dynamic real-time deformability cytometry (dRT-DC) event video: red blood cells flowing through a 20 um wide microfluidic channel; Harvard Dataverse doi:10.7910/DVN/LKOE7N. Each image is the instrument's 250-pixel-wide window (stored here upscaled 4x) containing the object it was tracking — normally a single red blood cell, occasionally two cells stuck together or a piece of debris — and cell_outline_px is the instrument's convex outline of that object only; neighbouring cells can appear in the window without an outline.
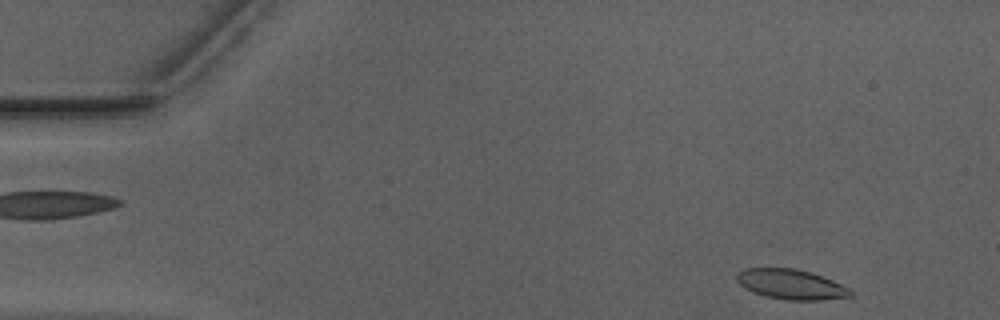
{"species": "Egyptian fruit bat (a non-hibernating species)", "species_latin": "Rousettus aegyptiacus", "temperature_condition": "warm", "stored_images_in_passage": 45, "camera_frame_rate_fps": 3000, "um_per_image_px": 0.085, "animal": {"sex": "male"}, "frame": {"image": 1, "passage_image": 1, "time_ms": 0.0, "image_size_px": [1000, 320], "cell_outline_px": [[852, 296], [820, 300], [788, 300], [764, 296], [752, 292], [744, 288], [736, 280], [736, 276], [744, 268], [796, 268], [832, 280], [852, 288]], "centroid_in_image_um": [67.24, 24.17], "position_along_channel_um": 17.8, "area_um2": 19.88}}
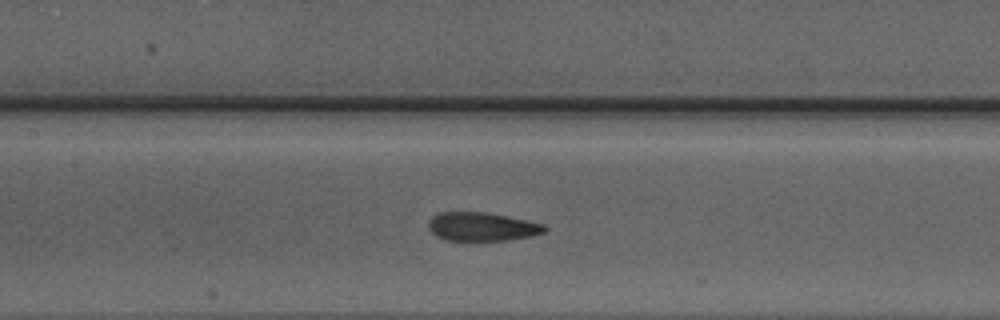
{"frame": {"image": 2, "passage_image": 20, "time_ms": 6.333, "image_size_px": [1000, 320], "cell_outline_px": [[548, 228], [544, 232], [532, 236], [508, 240], [468, 244], [448, 240], [436, 236], [428, 228], [428, 220], [436, 212], [484, 212], [508, 216], [544, 224]], "centroid_in_image_um": [40.93, 19.31], "position_along_channel_um": 166.5, "area_um2": 20.29}}
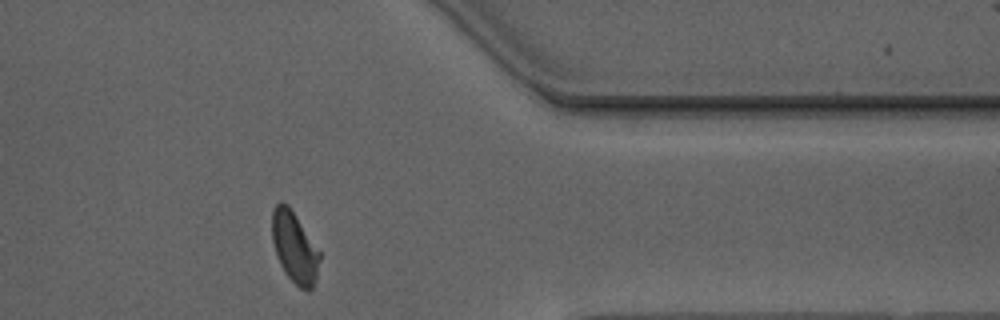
{"frame": {"image": 3, "passage_image": 38, "time_ms": 12.333, "image_size_px": [1000, 320], "cell_outline_px": [[320, 260], [316, 276], [312, 288], [308, 292], [300, 288], [284, 272], [276, 256], [272, 240], [272, 208], [280, 200], [288, 204], [320, 252]], "centroid_in_image_um": [25.01, 21.0], "position_along_channel_um": 386.4, "area_um2": 19.65}, "authors_computed_cell_mechanics": {"area_um2": 19.9988, "velocity_mm_per_s": 3.9431, "shape_relaxation_time_tau1_ms": 5.0048, "shape_relaxation_time_tau2_ms": 1.4962, "deformation_change_tau1": 0.142, "deformation_change_tau2": 0.0759}}